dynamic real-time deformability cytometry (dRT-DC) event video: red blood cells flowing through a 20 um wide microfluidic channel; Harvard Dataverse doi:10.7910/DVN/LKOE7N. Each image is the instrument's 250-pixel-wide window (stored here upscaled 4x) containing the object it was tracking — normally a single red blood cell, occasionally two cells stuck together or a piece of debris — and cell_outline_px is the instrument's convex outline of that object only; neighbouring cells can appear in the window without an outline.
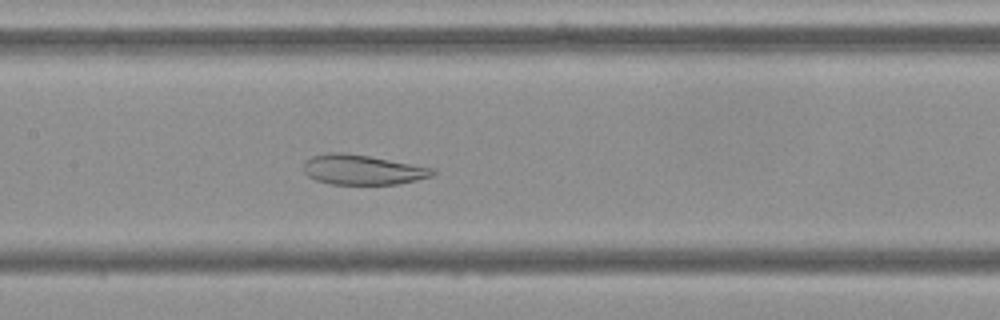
{"species": "Egyptian fruit bat (a non-hibernating species)", "species_latin": "Rousettus aegyptiacus", "temperature_condition": "cold", "stored_images_in_passage": 55, "camera_frame_rate_fps": 3000, "um_per_image_px": 0.085, "frame": {"image": 1, "passage_image": 26, "time_ms": 8.333, "image_size_px": [1000, 320], "cell_outline_px": [[436, 172], [432, 176], [416, 180], [396, 184], [332, 184], [316, 180], [308, 176], [304, 172], [304, 160], [312, 156], [328, 152], [340, 152], [368, 156], [436, 168]], "centroid_in_image_um": [30.81, 14.42], "position_along_channel_um": 176.6, "area_um2": 22.48}}
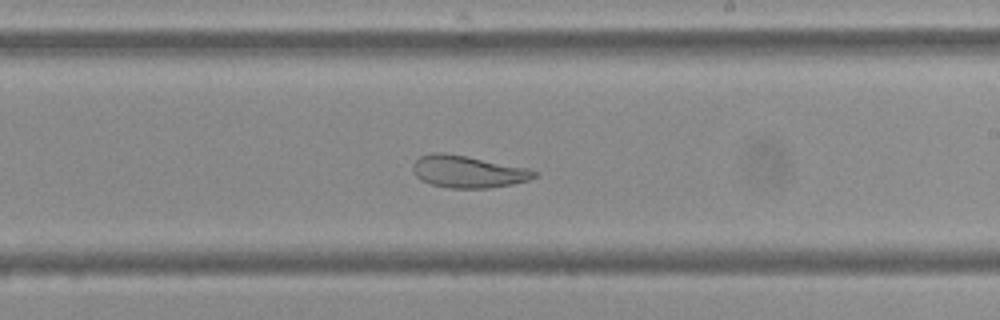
{"frame": {"image": 2, "passage_image": 32, "time_ms": 10.333, "image_size_px": [1000, 320], "cell_outline_px": [[540, 172], [536, 176], [528, 180], [512, 184], [488, 188], [448, 188], [432, 184], [420, 180], [416, 176], [412, 168], [412, 164], [420, 156], [432, 152], [444, 152], [468, 156], [528, 168]], "centroid_in_image_um": [39.76, 14.58], "position_along_channel_um": 249.2, "area_um2": 22.89}}
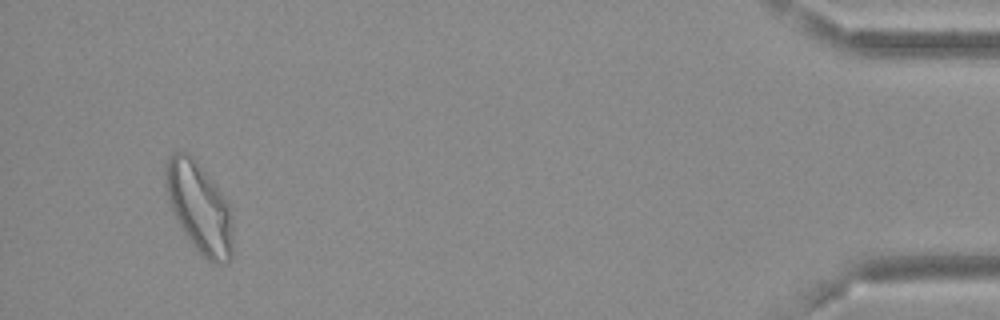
{"frame": {"image": 3, "passage_image": 52, "time_ms": 17.0, "image_size_px": [1000, 320], "cell_outline_px": [[232, 256], [228, 264], [212, 264], [192, 244], [180, 224], [168, 200], [164, 184], [164, 164], [168, 156], [172, 152], [188, 152], [196, 160], [224, 196], [228, 204], [232, 216]], "centroid_in_image_um": [16.93, 17.62], "position_along_channel_um": 418.3, "area_um2": 35.43}}